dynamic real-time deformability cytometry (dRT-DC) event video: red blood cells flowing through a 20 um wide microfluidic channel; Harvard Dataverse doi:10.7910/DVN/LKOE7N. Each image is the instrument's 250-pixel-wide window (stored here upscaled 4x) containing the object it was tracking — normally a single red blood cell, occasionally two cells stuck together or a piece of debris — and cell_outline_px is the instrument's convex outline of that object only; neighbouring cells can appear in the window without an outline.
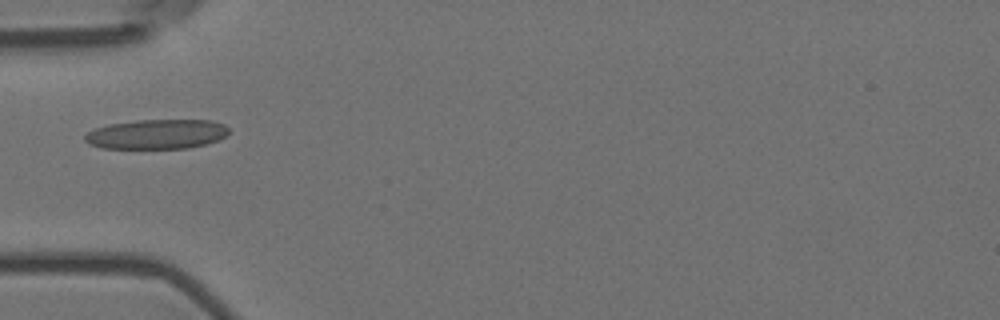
{"species": "Egyptian fruit bat (a non-hibernating species)", "species_latin": "Rousettus aegyptiacus", "temperature_condition": "room temperature", "stored_images_in_passage": 5, "camera_frame_rate_fps": 3000, "um_per_image_px": 0.085, "animal": {"sex": "female"}, "frame": {"image": 1, "passage_image": 5, "time_ms": 1.333, "image_size_px": [1000, 320], "cell_outline_px": [[228, 132], [220, 140], [188, 148], [100, 148], [88, 144], [84, 140], [84, 136], [88, 132], [96, 128], [108, 124], [136, 120], [212, 120], [224, 124], [228, 128]], "centroid_in_image_um": [13.3, 11.4], "position_along_channel_um": 71.7, "area_um2": 24.91}}